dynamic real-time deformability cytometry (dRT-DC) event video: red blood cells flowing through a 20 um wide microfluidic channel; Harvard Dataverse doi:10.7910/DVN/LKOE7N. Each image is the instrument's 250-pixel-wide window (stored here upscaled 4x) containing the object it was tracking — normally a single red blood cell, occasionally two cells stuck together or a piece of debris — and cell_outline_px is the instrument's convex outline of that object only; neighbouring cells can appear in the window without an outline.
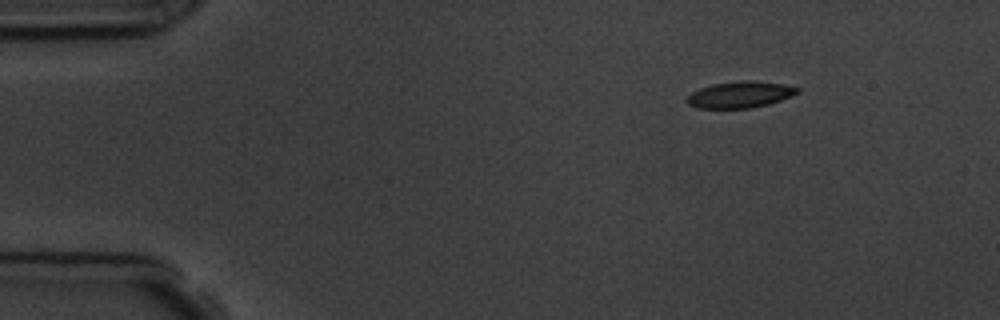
{"species": "common noctule bat (a hibernating species)", "species_latin": "Nyctalus noctula", "temperature_condition": "room temperature", "stored_images_in_passage": 4, "camera_frame_rate_fps": 3000, "um_per_image_px": 0.085, "animal": {"sex": "male", "body_mass_g": 19.5, "forearm_length_mm": 54.6}, "frame": {"image": 1, "passage_image": 1, "time_ms": 0.0, "image_size_px": [1000, 320], "cell_outline_px": [[800, 92], [792, 96], [768, 104], [752, 108], [696, 108], [688, 104], [688, 96], [692, 92], [700, 88], [712, 84], [744, 80], [752, 80], [784, 84], [800, 88]], "centroid_in_image_um": [62.94, 8.04], "position_along_channel_um": 22.1, "area_um2": 16.99}}
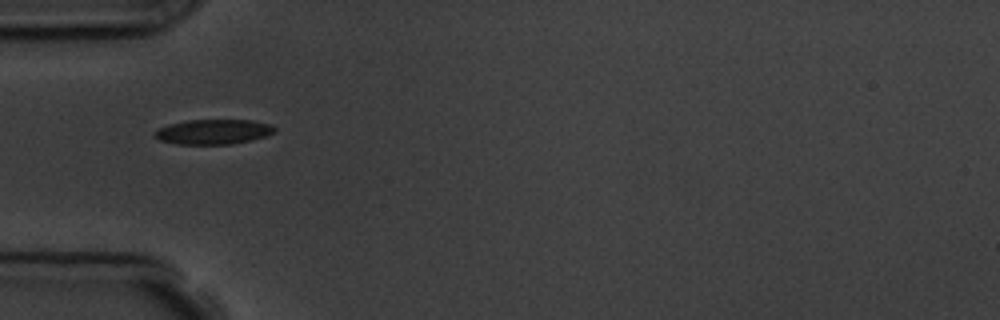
{"frame": {"image": 2, "passage_image": 4, "time_ms": 3.333, "image_size_px": [1000, 320], "cell_outline_px": [[276, 132], [252, 140], [232, 144], [176, 144], [160, 140], [152, 136], [152, 132], [168, 124], [188, 120], [252, 120], [268, 124], [276, 128]], "centroid_in_image_um": [18.1, 11.2], "position_along_channel_um": 66.9, "area_um2": 17.46}}